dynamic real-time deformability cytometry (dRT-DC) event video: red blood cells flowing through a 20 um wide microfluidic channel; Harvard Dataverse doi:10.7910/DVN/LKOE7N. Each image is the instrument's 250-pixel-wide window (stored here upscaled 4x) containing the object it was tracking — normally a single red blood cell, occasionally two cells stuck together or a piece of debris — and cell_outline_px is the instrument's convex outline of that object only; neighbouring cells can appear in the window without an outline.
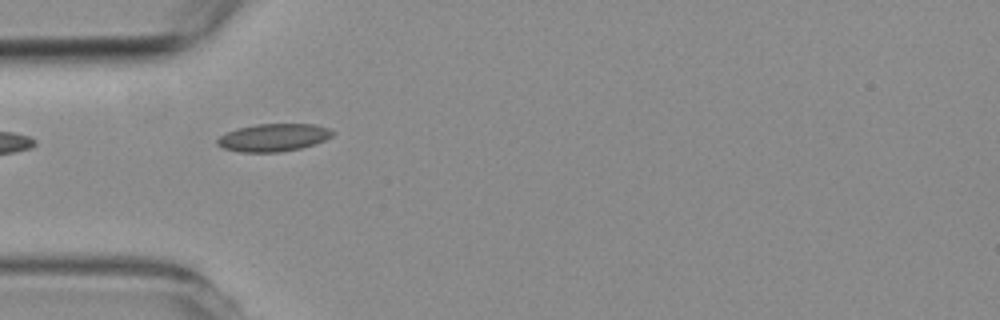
{"species": "common noctule bat (a hibernating species)", "species_latin": "Nyctalus noctula", "temperature_condition": "room temperature", "stored_images_in_passage": 3, "camera_frame_rate_fps": 3000, "um_per_image_px": 0.085, "animal": {"sex": "female", "body_mass_g": 19.3, "forearm_length_mm": 54.1}, "frame": {"image": 1, "passage_image": 1, "time_ms": 0.0, "image_size_px": [1000, 320], "cell_outline_px": [[336, 132], [332, 136], [324, 140], [300, 148], [280, 152], [240, 152], [224, 148], [216, 144], [216, 140], [220, 136], [236, 128], [256, 124], [312, 124], [328, 128]], "centroid_in_image_um": [23.22, 11.68], "position_along_channel_um": 61.8, "area_um2": 18.5}}